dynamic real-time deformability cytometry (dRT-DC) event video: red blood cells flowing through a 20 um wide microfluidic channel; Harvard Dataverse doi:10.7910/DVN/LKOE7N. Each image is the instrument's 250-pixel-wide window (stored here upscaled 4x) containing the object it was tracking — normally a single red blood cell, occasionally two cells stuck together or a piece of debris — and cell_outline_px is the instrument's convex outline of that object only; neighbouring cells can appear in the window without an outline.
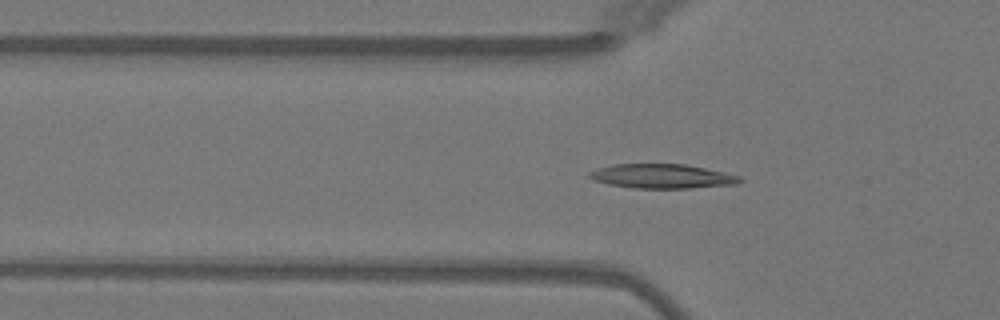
{"species": "Egyptian fruit bat (a non-hibernating species)", "species_latin": "Rousettus aegyptiacus", "temperature_condition": "warm", "stored_images_in_passage": 44, "camera_frame_rate_fps": 3000, "um_per_image_px": 0.085, "animal": {"sex": "female"}, "frame": {"image": 1, "passage_image": 16, "time_ms": 5.0, "image_size_px": [1000, 320], "cell_outline_px": [[744, 180], [736, 184], [692, 188], [632, 188], [608, 184], [592, 180], [588, 176], [588, 172], [600, 168], [616, 164], [684, 164], [724, 172], [740, 176]], "centroid_in_image_um": [56.28, 14.98], "position_along_channel_um": 69.5, "area_um2": 21.27}}
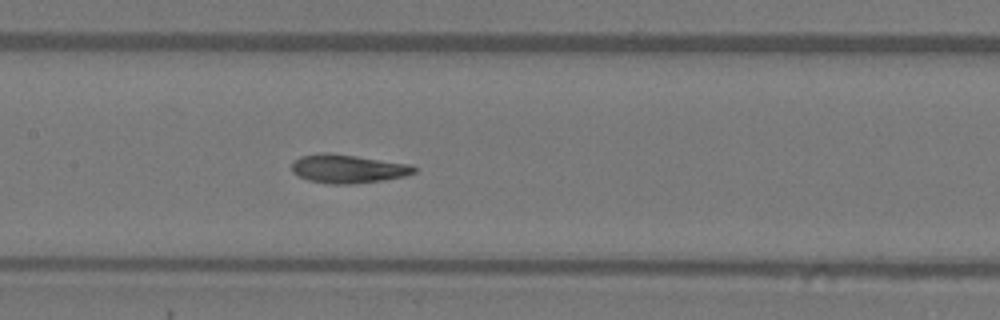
{"frame": {"image": 2, "passage_image": 24, "time_ms": 7.667, "image_size_px": [1000, 320], "cell_outline_px": [[416, 172], [404, 176], [384, 180], [352, 184], [328, 184], [308, 180], [292, 172], [292, 164], [300, 156], [324, 152], [356, 156], [412, 164], [416, 168]], "centroid_in_image_um": [29.59, 14.35], "position_along_channel_um": 177.8, "area_um2": 20.35}}
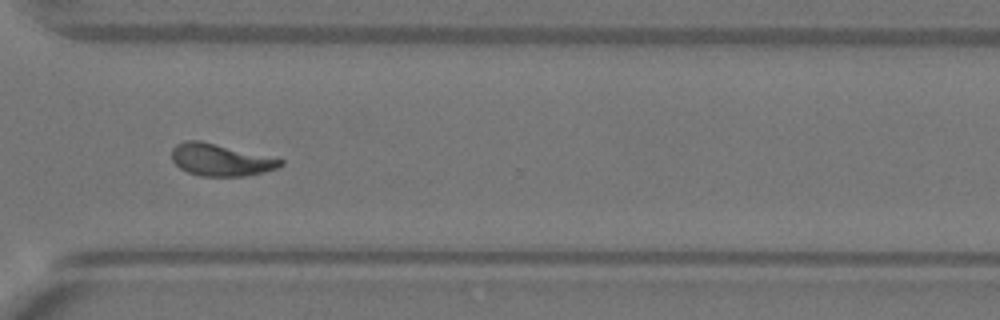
{"frame": {"image": 3, "passage_image": 37, "time_ms": 12.0, "image_size_px": [1000, 320], "cell_outline_px": [[284, 164], [280, 168], [264, 172], [244, 176], [200, 176], [188, 172], [180, 168], [172, 160], [172, 148], [176, 144], [184, 140], [200, 140], [284, 160]], "centroid_in_image_um": [18.74, 13.59], "position_along_channel_um": 351.9, "area_um2": 20.29}, "authors_computed_cell_mechanics": {"area_um2": 20.0855, "velocity_mm_per_s": 4.0271, "shape_relaxation_time_tau1_ms": 4.7152, "shape_relaxation_time_tau2_ms": 1.7341, "deformation_change_tau1": 0.1788, "deformation_change_tau2": 0.0705}}